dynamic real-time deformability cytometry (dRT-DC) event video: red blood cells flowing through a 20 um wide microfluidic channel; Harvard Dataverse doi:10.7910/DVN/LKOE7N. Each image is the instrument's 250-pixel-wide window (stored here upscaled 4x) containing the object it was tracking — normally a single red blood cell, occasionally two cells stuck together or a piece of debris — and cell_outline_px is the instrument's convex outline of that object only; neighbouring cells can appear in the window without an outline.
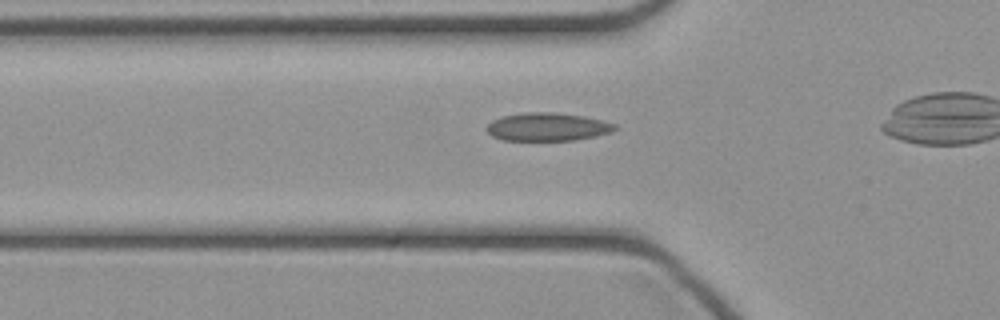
{"species": "common noctule bat (a hibernating species)", "species_latin": "Nyctalus noctula", "temperature_condition": "cold", "stored_images_in_passage": 28, "camera_frame_rate_fps": 3000, "um_per_image_px": 0.085, "animal": {"sex": "female", "body_mass_g": 21.9}, "frame": {"image": 1, "passage_image": 7, "time_ms": 2.0, "image_size_px": [1000, 320], "cell_outline_px": [[616, 128], [612, 132], [596, 136], [576, 140], [504, 140], [492, 136], [484, 128], [492, 120], [504, 116], [524, 112], [552, 112], [584, 116], [604, 120], [616, 124]], "centroid_in_image_um": [46.55, 10.78], "position_along_channel_um": 79.3, "area_um2": 21.1}}
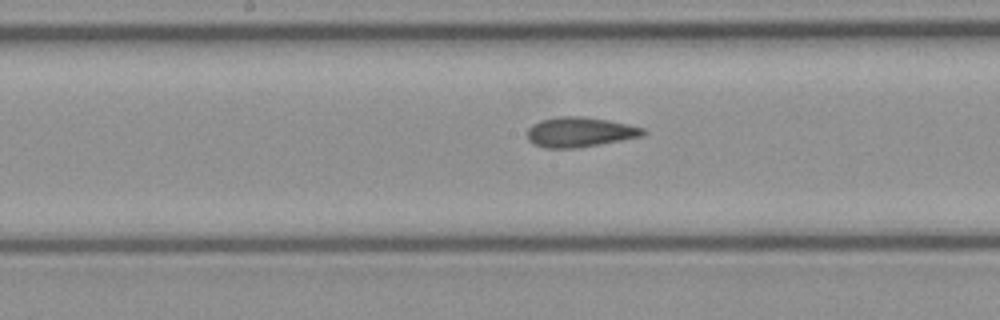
{"frame": {"image": 2, "passage_image": 15, "time_ms": 4.667, "image_size_px": [1000, 320], "cell_outline_px": [[648, 132], [644, 136], [600, 144], [576, 148], [544, 148], [532, 144], [528, 140], [528, 128], [532, 124], [540, 120], [560, 116], [580, 116], [608, 120], [628, 124], [644, 128]], "centroid_in_image_um": [49.29, 11.23], "position_along_channel_um": 198.9, "area_um2": 20.35}}
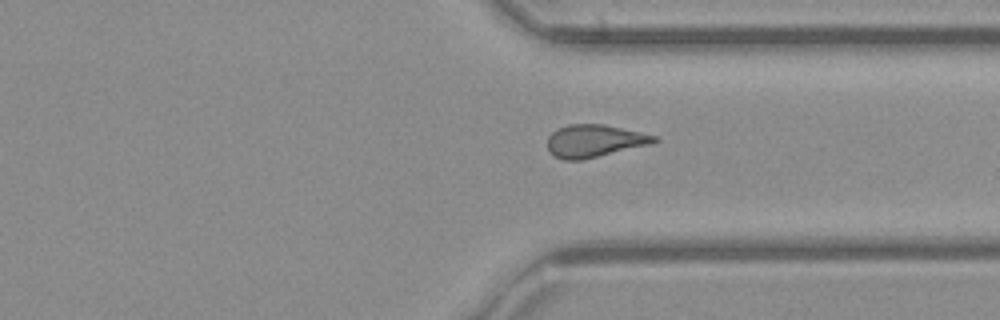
{"frame": {"image": 3, "passage_image": 26, "time_ms": 8.333, "image_size_px": [1000, 320], "cell_outline_px": [[660, 140], [652, 144], [584, 160], [564, 160], [548, 152], [548, 136], [552, 132], [568, 124], [604, 124], [640, 132], [656, 136]], "centroid_in_image_um": [50.54, 11.99], "position_along_channel_um": 360.9, "area_um2": 20.35}}